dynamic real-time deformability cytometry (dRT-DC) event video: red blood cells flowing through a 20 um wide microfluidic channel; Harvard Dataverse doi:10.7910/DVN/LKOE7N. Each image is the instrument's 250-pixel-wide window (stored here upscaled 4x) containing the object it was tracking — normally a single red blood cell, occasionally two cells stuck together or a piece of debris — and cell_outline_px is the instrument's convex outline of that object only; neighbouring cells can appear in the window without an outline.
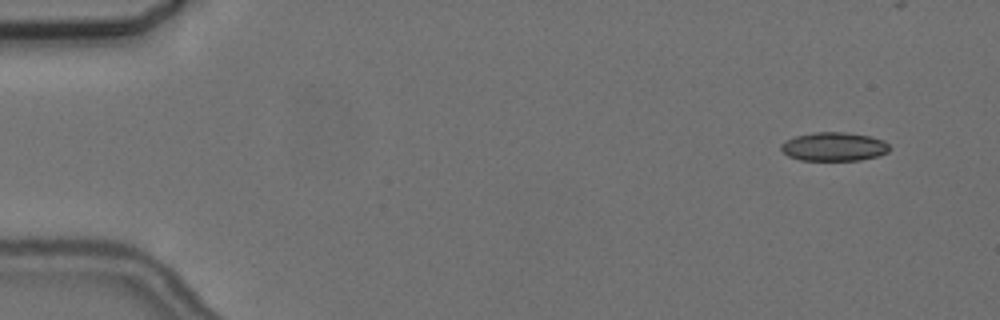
{"species": "common noctule bat (a hibernating species)", "species_latin": "Nyctalus noctula", "temperature_condition": "cold", "stored_images_in_passage": 2, "camera_frame_rate_fps": 3000, "um_per_image_px": 0.085, "animal": {"sex": "female", "body_mass_g": 24.6, "forearm_length_mm": 56.2}, "frame": {"image": 1, "passage_image": 2, "time_ms": 1.333, "image_size_px": [1000, 320], "cell_outline_px": [[892, 148], [888, 152], [880, 156], [860, 160], [800, 160], [788, 156], [780, 148], [780, 144], [784, 140], [796, 136], [816, 132], [844, 132], [872, 136], [884, 140]], "centroid_in_image_um": [70.92, 12.46], "position_along_channel_um": 14.1, "area_um2": 18.38}}